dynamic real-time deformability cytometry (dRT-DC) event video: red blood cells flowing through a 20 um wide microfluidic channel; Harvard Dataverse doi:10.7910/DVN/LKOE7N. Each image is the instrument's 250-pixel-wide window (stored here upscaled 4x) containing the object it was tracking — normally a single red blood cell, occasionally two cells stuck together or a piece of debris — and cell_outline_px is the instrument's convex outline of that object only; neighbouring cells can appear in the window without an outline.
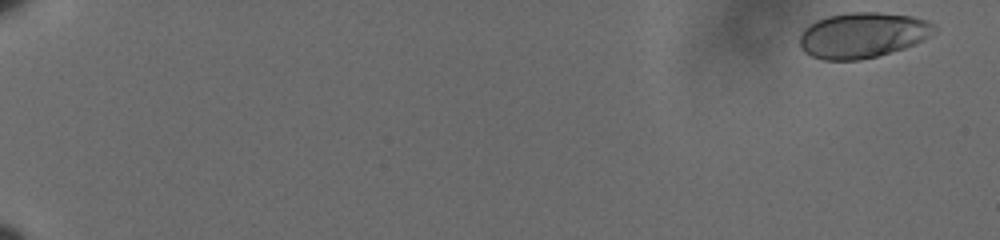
{"species": "human", "species_latin": "Homo sapiens", "temperature_condition": "cold", "stored_images_in_passage": 60, "camera_frame_rate_fps": 3000, "um_per_image_px": 0.085, "donor": {"sex": "male"}, "frame": {"image": 1, "passage_image": 2, "time_ms": 0.333, "image_size_px": [1000, 240], "cell_outline_px": [[936, 28], [924, 40], [904, 48], [876, 56], [860, 60], [824, 60], [812, 56], [804, 52], [800, 48], [800, 32], [808, 24], [816, 20], [828, 16], [852, 12], [880, 12], [912, 16], [928, 20], [936, 24]], "centroid_in_image_um": [73.3, 2.98], "position_along_channel_um": 11.7, "area_um2": 35.84}}
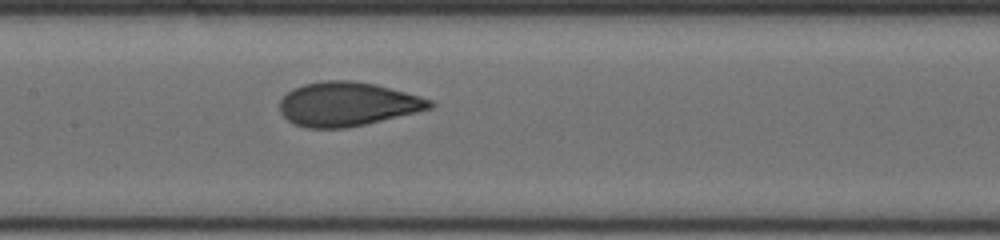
{"frame": {"image": 2, "passage_image": 33, "time_ms": 10.667, "image_size_px": [1000, 240], "cell_outline_px": [[436, 104], [432, 108], [416, 112], [364, 124], [344, 128], [304, 128], [288, 120], [280, 112], [280, 100], [292, 88], [304, 84], [324, 80], [352, 80], [376, 84], [420, 96], [432, 100]], "centroid_in_image_um": [29.52, 8.84], "position_along_channel_um": 177.9, "area_um2": 38.44}}
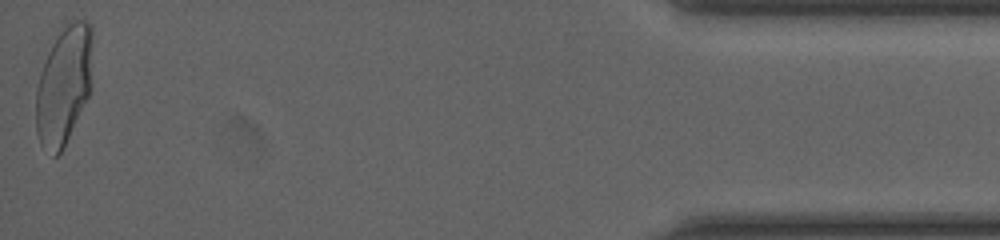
{"frame": {"image": 3, "passage_image": 60, "time_ms": 19.667, "image_size_px": [1000, 240], "cell_outline_px": [[92, 88], [60, 152], [56, 156], [52, 156], [40, 140], [36, 132], [36, 88], [40, 72], [48, 52], [52, 44], [60, 32], [72, 16], [88, 20], [92, 24]], "centroid_in_image_um": [5.46, 7.12], "position_along_channel_um": 429.7, "area_um2": 39.19}, "authors_computed_cell_mechanics": {"area_um2": 37.3388, "velocity_mm_per_s": 3.5998, "shape_relaxation_time_tau1_ms": 4.4284, "shape_relaxation_time_tau2_ms": null, "deformation_change_tau1": 0.1609, "deformation_change_tau2": null}}